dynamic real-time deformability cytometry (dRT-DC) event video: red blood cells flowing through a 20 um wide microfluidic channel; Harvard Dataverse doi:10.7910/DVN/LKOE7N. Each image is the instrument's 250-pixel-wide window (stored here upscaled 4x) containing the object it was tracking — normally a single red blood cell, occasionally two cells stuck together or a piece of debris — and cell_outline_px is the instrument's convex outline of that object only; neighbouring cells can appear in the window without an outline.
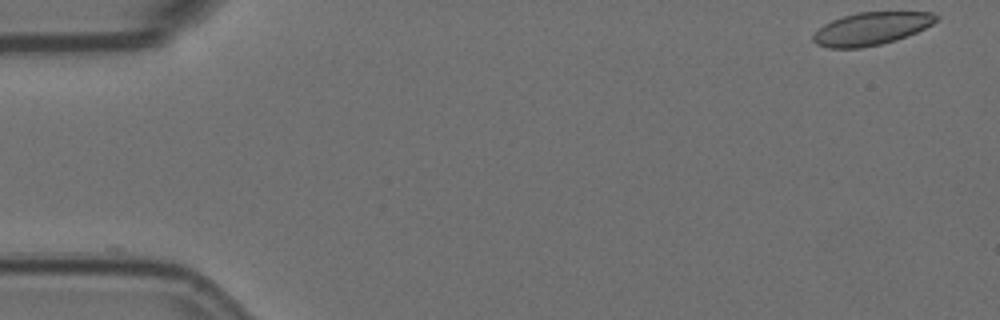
{"species": "Egyptian fruit bat (a non-hibernating species)", "species_latin": "Rousettus aegyptiacus", "temperature_condition": "room temperature", "stored_images_in_passage": 45, "camera_frame_rate_fps": 3000, "um_per_image_px": 0.085, "animal": {"sex": "female"}, "frame": {"image": 1, "passage_image": 1, "time_ms": 0.0, "image_size_px": [1000, 320], "cell_outline_px": [[940, 16], [932, 24], [908, 36], [896, 40], [880, 44], [860, 48], [828, 48], [816, 44], [812, 40], [812, 36], [824, 24], [832, 20], [844, 16], [860, 12], [932, 12]], "centroid_in_image_um": [74.06, 2.44], "position_along_channel_um": 10.9, "area_um2": 23.35}}
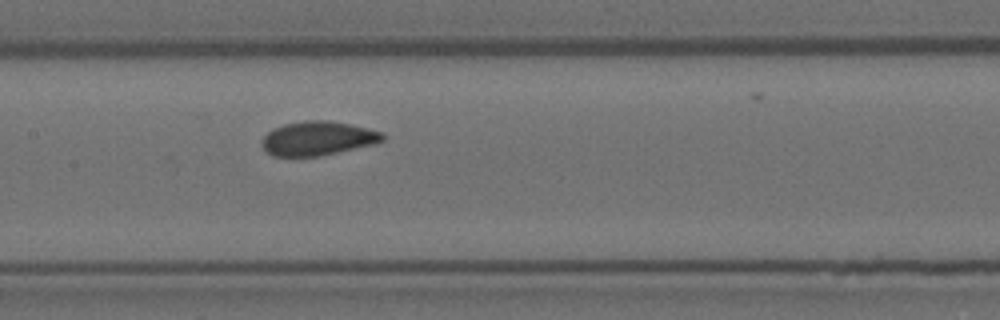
{"frame": {"image": 2, "passage_image": 26, "time_ms": 8.333, "image_size_px": [1000, 320], "cell_outline_px": [[384, 140], [376, 144], [320, 156], [272, 156], [264, 148], [260, 140], [272, 128], [284, 124], [304, 120], [328, 120], [352, 124], [384, 132]], "centroid_in_image_um": [27.03, 11.75], "position_along_channel_um": 180.4, "area_um2": 24.22}}
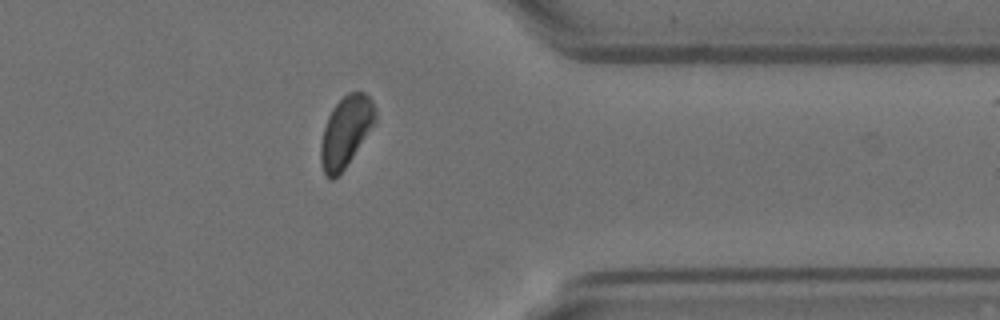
{"frame": {"image": 3, "passage_image": 44, "time_ms": 14.333, "image_size_px": [1000, 320], "cell_outline_px": [[376, 120], [344, 168], [332, 180], [324, 172], [320, 160], [320, 144], [324, 128], [328, 116], [332, 108], [348, 92], [364, 92], [372, 100], [376, 108]], "centroid_in_image_um": [29.38, 11.14], "position_along_channel_um": 382.0, "area_um2": 21.91}}